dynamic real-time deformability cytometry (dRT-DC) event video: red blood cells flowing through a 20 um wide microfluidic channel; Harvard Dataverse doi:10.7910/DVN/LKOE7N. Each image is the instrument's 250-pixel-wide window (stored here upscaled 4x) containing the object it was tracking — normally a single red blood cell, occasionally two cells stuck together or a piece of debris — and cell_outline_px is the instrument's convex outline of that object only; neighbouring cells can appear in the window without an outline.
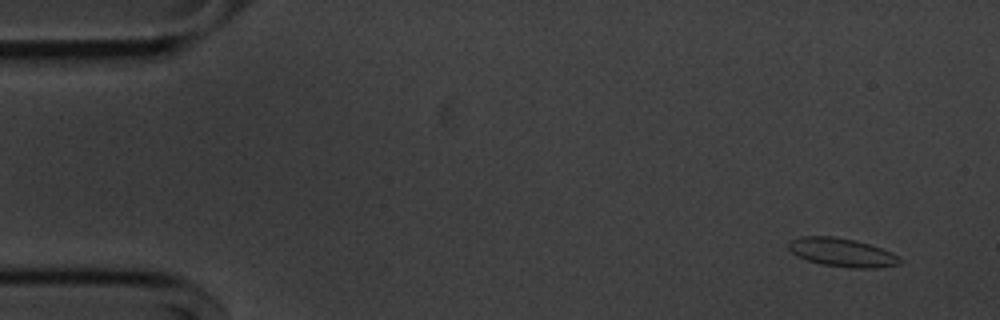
{"species": "common noctule bat (a hibernating species)", "species_latin": "Nyctalus noctula", "temperature_condition": "cold", "stored_images_in_passage": 15, "camera_frame_rate_fps": 3000, "um_per_image_px": 0.085, "animal": {"sex": "male", "body_mass_g": 20.1, "forearm_length_mm": 53.5}, "frame": {"image": 1, "passage_image": 3, "time_ms": 0.667, "image_size_px": [1000, 320], "cell_outline_px": [[900, 264], [876, 268], [848, 268], [820, 264], [796, 256], [788, 248], [788, 244], [792, 240], [800, 236], [832, 236], [856, 240], [892, 252], [900, 256]], "centroid_in_image_um": [71.57, 21.46], "position_along_channel_um": 13.4, "area_um2": 18.55}}